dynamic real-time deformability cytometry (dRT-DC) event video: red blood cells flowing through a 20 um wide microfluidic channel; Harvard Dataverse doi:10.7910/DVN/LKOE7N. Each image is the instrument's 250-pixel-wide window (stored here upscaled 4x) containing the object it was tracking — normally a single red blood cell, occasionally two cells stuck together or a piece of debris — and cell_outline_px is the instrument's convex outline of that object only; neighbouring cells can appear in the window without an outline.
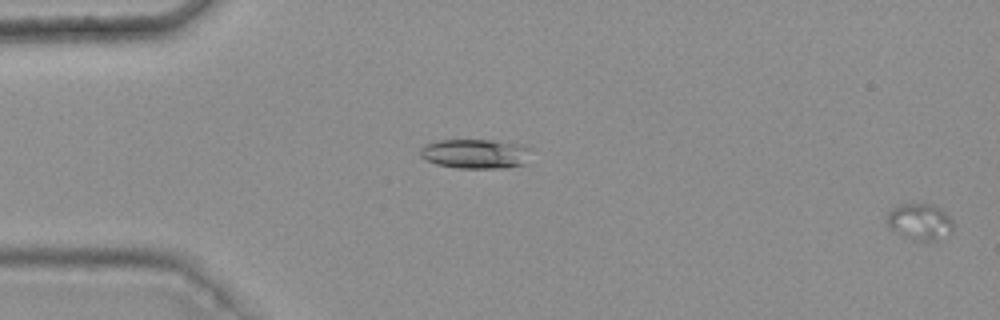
{"species": "common noctule bat (a hibernating species)", "species_latin": "Nyctalus noctula", "temperature_condition": "warm", "stored_images_in_passage": 28, "camera_frame_rate_fps": 3000, "um_per_image_px": 0.085, "animal": {"sex": "female", "body_mass_g": 25.1}, "frame": {"image": 1, "passage_image": 1, "time_ms": 0.0, "image_size_px": [1000, 320], "cell_outline_px": [[952, 232], [940, 240], [924, 244], [912, 240], [896, 232], [888, 224], [888, 212], [896, 204], [936, 204], [952, 220]], "centroid_in_image_um": [78.22, 18.88], "position_along_channel_um": 6.8, "area_um2": 14.39}}
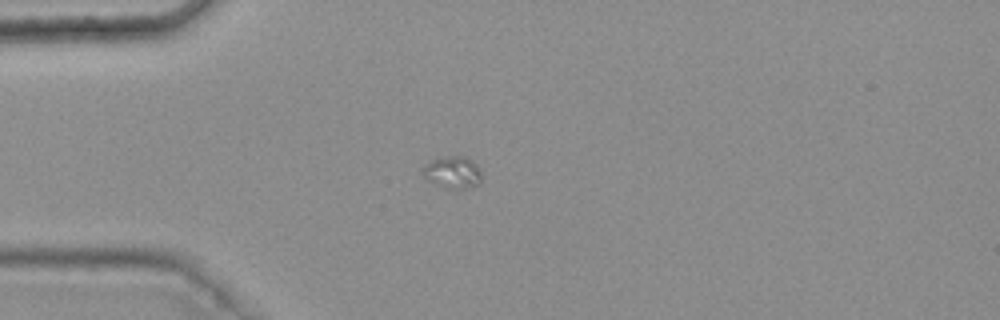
{"frame": {"image": 2, "passage_image": 15, "time_ms": 4.667, "image_size_px": [1000, 320], "cell_outline_px": [[480, 184], [456, 192], [428, 180], [420, 172], [424, 164], [432, 160], [444, 156], [464, 156], [472, 160], [480, 168]], "centroid_in_image_um": [38.47, 14.67], "position_along_channel_um": 46.5, "area_um2": 11.33}}